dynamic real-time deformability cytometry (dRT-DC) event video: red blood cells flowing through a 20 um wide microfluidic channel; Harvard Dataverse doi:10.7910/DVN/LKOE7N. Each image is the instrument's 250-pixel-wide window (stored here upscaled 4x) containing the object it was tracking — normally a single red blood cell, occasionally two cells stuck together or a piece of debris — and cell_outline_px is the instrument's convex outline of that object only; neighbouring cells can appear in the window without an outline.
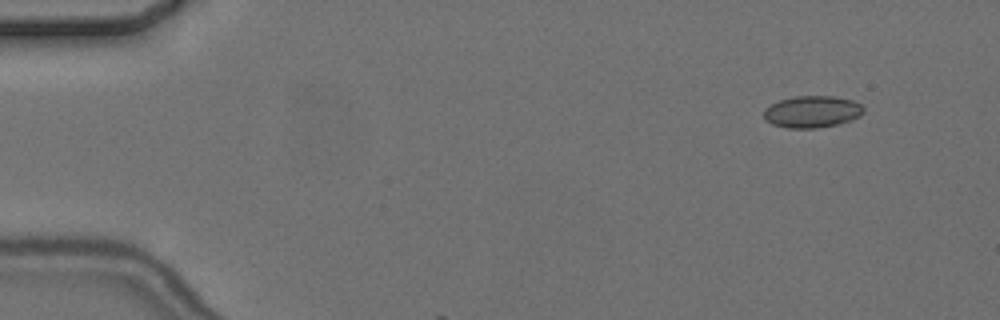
{"species": "common noctule bat (a hibernating species)", "species_latin": "Nyctalus noctula", "temperature_condition": "cold", "stored_images_in_passage": 2, "camera_frame_rate_fps": 3000, "um_per_image_px": 0.085, "animal": {"sex": "female", "body_mass_g": 24.6, "forearm_length_mm": 56.2}, "frame": {"image": 1, "passage_image": 1, "time_ms": 0.0, "image_size_px": [1000, 320], "cell_outline_px": [[864, 112], [860, 116], [852, 120], [840, 124], [816, 128], [788, 128], [772, 124], [764, 120], [764, 108], [780, 100], [796, 96], [832, 96], [852, 100], [860, 104], [864, 108]], "centroid_in_image_um": [69.04, 9.5], "position_along_channel_um": 16.0, "area_um2": 18.61}}